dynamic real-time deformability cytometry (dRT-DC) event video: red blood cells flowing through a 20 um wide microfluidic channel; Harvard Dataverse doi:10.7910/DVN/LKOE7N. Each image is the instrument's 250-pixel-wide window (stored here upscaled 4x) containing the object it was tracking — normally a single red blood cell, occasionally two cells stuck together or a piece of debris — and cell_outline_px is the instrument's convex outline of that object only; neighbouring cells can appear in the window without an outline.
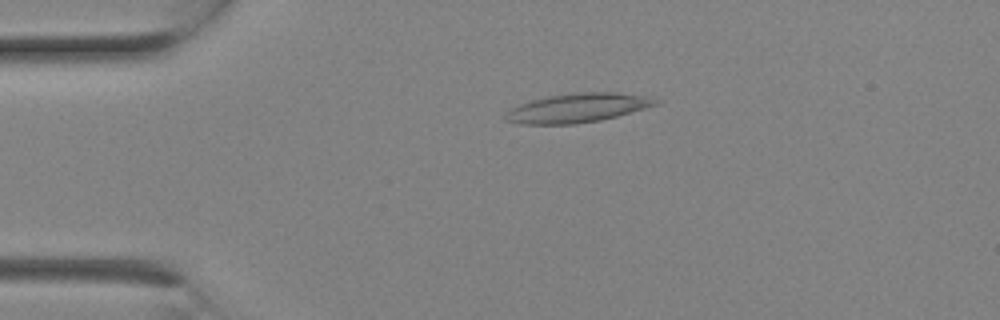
{"species": "Egyptian fruit bat (a non-hibernating species)", "species_latin": "Rousettus aegyptiacus", "temperature_condition": "room temperature", "stored_images_in_passage": 1, "camera_frame_rate_fps": 3000, "um_per_image_px": 0.085, "animal": {"sex": "female"}, "frame": {"image": 1, "passage_image": 1, "time_ms": 0.0, "image_size_px": [1000, 320], "cell_outline_px": [[656, 104], [644, 108], [616, 116], [600, 120], [572, 124], [520, 124], [504, 120], [504, 116], [508, 108], [532, 100], [548, 96], [576, 92], [616, 92], [644, 96], [656, 100]], "centroid_in_image_um": [48.98, 9.17], "position_along_channel_um": 36.0, "area_um2": 25.14}}